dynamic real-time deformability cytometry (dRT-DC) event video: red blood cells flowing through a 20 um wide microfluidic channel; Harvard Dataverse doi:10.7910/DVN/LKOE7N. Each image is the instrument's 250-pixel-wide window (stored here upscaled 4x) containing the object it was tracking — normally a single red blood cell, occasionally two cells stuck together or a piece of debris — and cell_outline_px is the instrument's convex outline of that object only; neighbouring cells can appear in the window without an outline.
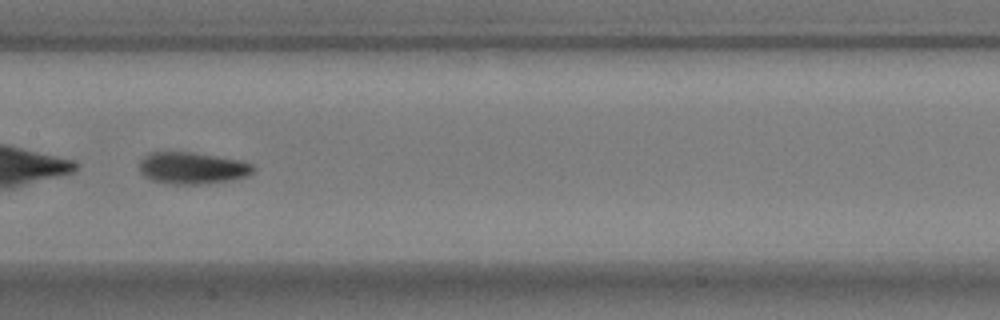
{"species": "common noctule bat (a hibernating species)", "species_latin": "Nyctalus noctula", "temperature_condition": "warm", "stored_images_in_passage": 40, "camera_frame_rate_fps": 3000, "um_per_image_px": 0.085, "animal": {"sex": "male", "body_mass_g": 17.9}, "frame": {"image": 1, "passage_image": 27, "time_ms": 8.667, "image_size_px": [1000, 320], "cell_outline_px": [[256, 172], [248, 176], [236, 180], [208, 184], [168, 184], [152, 180], [144, 176], [140, 172], [140, 160], [148, 152], [192, 152], [240, 160], [252, 164], [256, 168]], "centroid_in_image_um": [16.39, 14.3], "position_along_channel_um": 191.0, "area_um2": 21.56}}
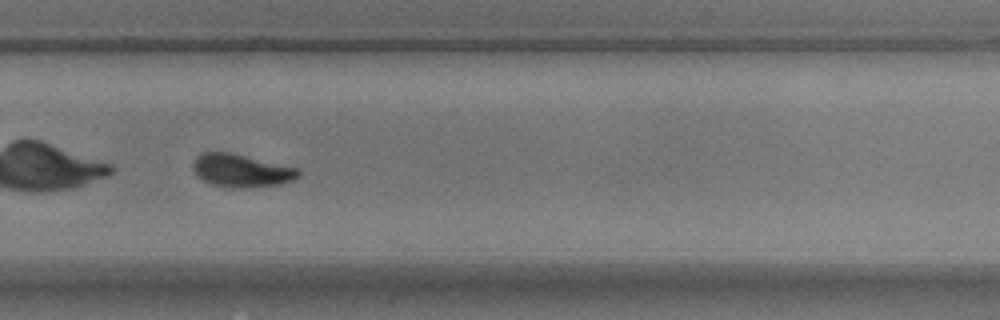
{"frame": {"image": 2, "passage_image": 37, "time_ms": 12.0, "image_size_px": [1000, 320], "cell_outline_px": [[300, 176], [296, 180], [284, 184], [252, 188], [224, 188], [208, 184], [196, 176], [192, 168], [192, 164], [196, 156], [200, 152], [232, 152], [300, 168]], "centroid_in_image_um": [20.52, 14.52], "position_along_channel_um": 309.3, "area_um2": 21.21}}